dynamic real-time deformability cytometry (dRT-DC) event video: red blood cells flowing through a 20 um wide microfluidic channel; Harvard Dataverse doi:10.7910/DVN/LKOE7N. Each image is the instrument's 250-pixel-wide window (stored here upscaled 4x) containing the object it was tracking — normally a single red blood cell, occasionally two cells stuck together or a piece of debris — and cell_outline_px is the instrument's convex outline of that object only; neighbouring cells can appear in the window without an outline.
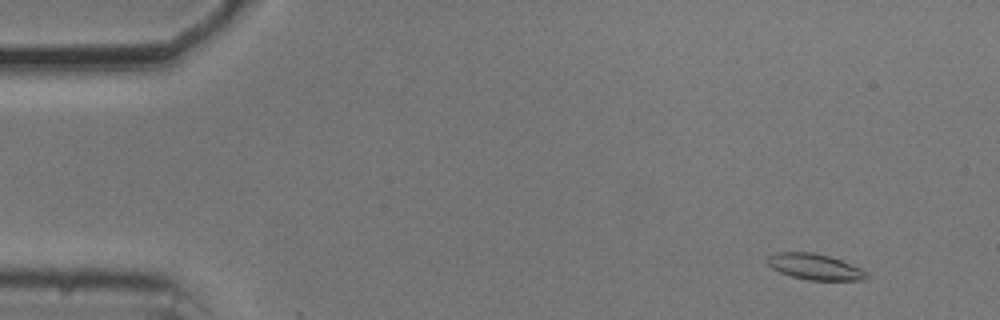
{"species": "common noctule bat (a hibernating species)", "species_latin": "Nyctalus noctula", "temperature_condition": "cold", "stored_images_in_passage": 6, "camera_frame_rate_fps": 3000, "um_per_image_px": 0.085, "animal": {"sex": "male", "body_mass_g": 20.5, "forearm_length_mm": 52.5}, "frame": {"image": 1, "passage_image": 4, "time_ms": 1.0, "image_size_px": [1000, 320], "cell_outline_px": [[868, 276], [864, 280], [808, 280], [792, 276], [780, 272], [772, 268], [764, 260], [768, 256], [776, 252], [812, 252], [828, 256], [840, 260], [860, 268]], "centroid_in_image_um": [69.2, 22.67], "position_along_channel_um": 15.8, "area_um2": 14.8}}